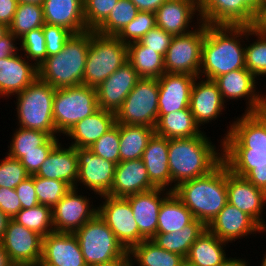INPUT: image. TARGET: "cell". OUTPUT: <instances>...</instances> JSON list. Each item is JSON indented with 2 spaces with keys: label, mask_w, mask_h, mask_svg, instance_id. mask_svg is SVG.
Wrapping results in <instances>:
<instances>
[{
  "label": "cell",
  "mask_w": 266,
  "mask_h": 266,
  "mask_svg": "<svg viewBox=\"0 0 266 266\" xmlns=\"http://www.w3.org/2000/svg\"><path fill=\"white\" fill-rule=\"evenodd\" d=\"M228 203L248 214L264 231L266 223L262 218L266 204V192L255 187L245 177L233 174L227 167Z\"/></svg>",
  "instance_id": "17"
},
{
  "label": "cell",
  "mask_w": 266,
  "mask_h": 266,
  "mask_svg": "<svg viewBox=\"0 0 266 266\" xmlns=\"http://www.w3.org/2000/svg\"><path fill=\"white\" fill-rule=\"evenodd\" d=\"M167 190L164 193L165 189L154 188L125 197L131 205L139 233L145 240H151L157 233L158 215L161 204L171 193L170 190Z\"/></svg>",
  "instance_id": "21"
},
{
  "label": "cell",
  "mask_w": 266,
  "mask_h": 266,
  "mask_svg": "<svg viewBox=\"0 0 266 266\" xmlns=\"http://www.w3.org/2000/svg\"><path fill=\"white\" fill-rule=\"evenodd\" d=\"M172 38V34L156 26L145 34L139 42L143 46L148 47V49H152L154 52H157L165 57Z\"/></svg>",
  "instance_id": "52"
},
{
  "label": "cell",
  "mask_w": 266,
  "mask_h": 266,
  "mask_svg": "<svg viewBox=\"0 0 266 266\" xmlns=\"http://www.w3.org/2000/svg\"><path fill=\"white\" fill-rule=\"evenodd\" d=\"M0 243L14 266H39L43 237L36 232L10 219Z\"/></svg>",
  "instance_id": "12"
},
{
  "label": "cell",
  "mask_w": 266,
  "mask_h": 266,
  "mask_svg": "<svg viewBox=\"0 0 266 266\" xmlns=\"http://www.w3.org/2000/svg\"><path fill=\"white\" fill-rule=\"evenodd\" d=\"M35 192L39 204L53 208L72 188L62 180L34 175Z\"/></svg>",
  "instance_id": "44"
},
{
  "label": "cell",
  "mask_w": 266,
  "mask_h": 266,
  "mask_svg": "<svg viewBox=\"0 0 266 266\" xmlns=\"http://www.w3.org/2000/svg\"><path fill=\"white\" fill-rule=\"evenodd\" d=\"M15 191L21 203V209L32 208L39 205L35 186L34 175H30L24 179L16 188Z\"/></svg>",
  "instance_id": "53"
},
{
  "label": "cell",
  "mask_w": 266,
  "mask_h": 266,
  "mask_svg": "<svg viewBox=\"0 0 266 266\" xmlns=\"http://www.w3.org/2000/svg\"><path fill=\"white\" fill-rule=\"evenodd\" d=\"M18 5L17 0H0V23L10 25Z\"/></svg>",
  "instance_id": "56"
},
{
  "label": "cell",
  "mask_w": 266,
  "mask_h": 266,
  "mask_svg": "<svg viewBox=\"0 0 266 266\" xmlns=\"http://www.w3.org/2000/svg\"><path fill=\"white\" fill-rule=\"evenodd\" d=\"M0 210L10 219L21 210V203L15 189L0 187Z\"/></svg>",
  "instance_id": "54"
},
{
  "label": "cell",
  "mask_w": 266,
  "mask_h": 266,
  "mask_svg": "<svg viewBox=\"0 0 266 266\" xmlns=\"http://www.w3.org/2000/svg\"><path fill=\"white\" fill-rule=\"evenodd\" d=\"M10 218L0 210V241L2 240Z\"/></svg>",
  "instance_id": "63"
},
{
  "label": "cell",
  "mask_w": 266,
  "mask_h": 266,
  "mask_svg": "<svg viewBox=\"0 0 266 266\" xmlns=\"http://www.w3.org/2000/svg\"><path fill=\"white\" fill-rule=\"evenodd\" d=\"M21 50L25 52L23 57L27 60H33L34 64L39 67L40 64L47 58L46 40L43 33V28H38L27 32L20 39ZM31 59V60H30Z\"/></svg>",
  "instance_id": "48"
},
{
  "label": "cell",
  "mask_w": 266,
  "mask_h": 266,
  "mask_svg": "<svg viewBox=\"0 0 266 266\" xmlns=\"http://www.w3.org/2000/svg\"><path fill=\"white\" fill-rule=\"evenodd\" d=\"M9 33V26L0 23V40L3 39Z\"/></svg>",
  "instance_id": "66"
},
{
  "label": "cell",
  "mask_w": 266,
  "mask_h": 266,
  "mask_svg": "<svg viewBox=\"0 0 266 266\" xmlns=\"http://www.w3.org/2000/svg\"><path fill=\"white\" fill-rule=\"evenodd\" d=\"M197 79L200 77H197L193 83L189 108L196 123L201 126V124L204 125L209 121L216 120L222 114L226 102H224L214 80L203 79L196 82Z\"/></svg>",
  "instance_id": "24"
},
{
  "label": "cell",
  "mask_w": 266,
  "mask_h": 266,
  "mask_svg": "<svg viewBox=\"0 0 266 266\" xmlns=\"http://www.w3.org/2000/svg\"><path fill=\"white\" fill-rule=\"evenodd\" d=\"M255 78L250 71L242 68L220 75L214 81L218 85L224 102L228 99L238 100L247 97L248 107L245 113H255L259 112L266 103V95L261 96L259 91L256 92Z\"/></svg>",
  "instance_id": "18"
},
{
  "label": "cell",
  "mask_w": 266,
  "mask_h": 266,
  "mask_svg": "<svg viewBox=\"0 0 266 266\" xmlns=\"http://www.w3.org/2000/svg\"><path fill=\"white\" fill-rule=\"evenodd\" d=\"M51 151H31V152H23V157L19 160L22 165L25 167L26 171L30 175H34L46 160L48 154Z\"/></svg>",
  "instance_id": "55"
},
{
  "label": "cell",
  "mask_w": 266,
  "mask_h": 266,
  "mask_svg": "<svg viewBox=\"0 0 266 266\" xmlns=\"http://www.w3.org/2000/svg\"><path fill=\"white\" fill-rule=\"evenodd\" d=\"M42 28L46 40L47 57L57 55L63 50L65 42L71 37L72 33L61 26L46 23Z\"/></svg>",
  "instance_id": "51"
},
{
  "label": "cell",
  "mask_w": 266,
  "mask_h": 266,
  "mask_svg": "<svg viewBox=\"0 0 266 266\" xmlns=\"http://www.w3.org/2000/svg\"><path fill=\"white\" fill-rule=\"evenodd\" d=\"M78 179L96 195H107L114 181L116 164L95 155L89 148H76Z\"/></svg>",
  "instance_id": "15"
},
{
  "label": "cell",
  "mask_w": 266,
  "mask_h": 266,
  "mask_svg": "<svg viewBox=\"0 0 266 266\" xmlns=\"http://www.w3.org/2000/svg\"><path fill=\"white\" fill-rule=\"evenodd\" d=\"M169 139L154 134L149 140L142 156L150 182L156 188L167 189L171 186V173L168 157Z\"/></svg>",
  "instance_id": "31"
},
{
  "label": "cell",
  "mask_w": 266,
  "mask_h": 266,
  "mask_svg": "<svg viewBox=\"0 0 266 266\" xmlns=\"http://www.w3.org/2000/svg\"><path fill=\"white\" fill-rule=\"evenodd\" d=\"M155 128L144 125L119 124L120 162L142 158Z\"/></svg>",
  "instance_id": "36"
},
{
  "label": "cell",
  "mask_w": 266,
  "mask_h": 266,
  "mask_svg": "<svg viewBox=\"0 0 266 266\" xmlns=\"http://www.w3.org/2000/svg\"><path fill=\"white\" fill-rule=\"evenodd\" d=\"M17 38L9 32L3 39L0 40V59L15 55L19 50L14 44Z\"/></svg>",
  "instance_id": "59"
},
{
  "label": "cell",
  "mask_w": 266,
  "mask_h": 266,
  "mask_svg": "<svg viewBox=\"0 0 266 266\" xmlns=\"http://www.w3.org/2000/svg\"><path fill=\"white\" fill-rule=\"evenodd\" d=\"M99 109L96 88L84 84L56 89L53 121L56 132L66 134L73 126Z\"/></svg>",
  "instance_id": "7"
},
{
  "label": "cell",
  "mask_w": 266,
  "mask_h": 266,
  "mask_svg": "<svg viewBox=\"0 0 266 266\" xmlns=\"http://www.w3.org/2000/svg\"><path fill=\"white\" fill-rule=\"evenodd\" d=\"M56 88L37 78L16 96L18 125L48 133L51 137L57 132L53 121V99Z\"/></svg>",
  "instance_id": "5"
},
{
  "label": "cell",
  "mask_w": 266,
  "mask_h": 266,
  "mask_svg": "<svg viewBox=\"0 0 266 266\" xmlns=\"http://www.w3.org/2000/svg\"><path fill=\"white\" fill-rule=\"evenodd\" d=\"M18 3H30V4H40L43 5L44 0H17Z\"/></svg>",
  "instance_id": "67"
},
{
  "label": "cell",
  "mask_w": 266,
  "mask_h": 266,
  "mask_svg": "<svg viewBox=\"0 0 266 266\" xmlns=\"http://www.w3.org/2000/svg\"><path fill=\"white\" fill-rule=\"evenodd\" d=\"M225 243L228 244L206 229L190 247L185 260L194 266H219L227 258Z\"/></svg>",
  "instance_id": "33"
},
{
  "label": "cell",
  "mask_w": 266,
  "mask_h": 266,
  "mask_svg": "<svg viewBox=\"0 0 266 266\" xmlns=\"http://www.w3.org/2000/svg\"><path fill=\"white\" fill-rule=\"evenodd\" d=\"M198 4L197 24L250 26L255 14L244 0H198Z\"/></svg>",
  "instance_id": "16"
},
{
  "label": "cell",
  "mask_w": 266,
  "mask_h": 266,
  "mask_svg": "<svg viewBox=\"0 0 266 266\" xmlns=\"http://www.w3.org/2000/svg\"><path fill=\"white\" fill-rule=\"evenodd\" d=\"M219 239L229 243L264 230L246 213L227 203L218 215L206 226ZM255 232V233H254Z\"/></svg>",
  "instance_id": "22"
},
{
  "label": "cell",
  "mask_w": 266,
  "mask_h": 266,
  "mask_svg": "<svg viewBox=\"0 0 266 266\" xmlns=\"http://www.w3.org/2000/svg\"><path fill=\"white\" fill-rule=\"evenodd\" d=\"M198 27L189 33L173 36L164 57L165 73L190 74L199 77L207 24L201 22Z\"/></svg>",
  "instance_id": "10"
},
{
  "label": "cell",
  "mask_w": 266,
  "mask_h": 266,
  "mask_svg": "<svg viewBox=\"0 0 266 266\" xmlns=\"http://www.w3.org/2000/svg\"><path fill=\"white\" fill-rule=\"evenodd\" d=\"M244 260V261H243ZM245 259L226 258L219 266H247Z\"/></svg>",
  "instance_id": "62"
},
{
  "label": "cell",
  "mask_w": 266,
  "mask_h": 266,
  "mask_svg": "<svg viewBox=\"0 0 266 266\" xmlns=\"http://www.w3.org/2000/svg\"><path fill=\"white\" fill-rule=\"evenodd\" d=\"M250 28L259 34L266 35V3H260Z\"/></svg>",
  "instance_id": "58"
},
{
  "label": "cell",
  "mask_w": 266,
  "mask_h": 266,
  "mask_svg": "<svg viewBox=\"0 0 266 266\" xmlns=\"http://www.w3.org/2000/svg\"><path fill=\"white\" fill-rule=\"evenodd\" d=\"M227 165L222 161L209 174L180 183L174 194L206 226L228 203Z\"/></svg>",
  "instance_id": "3"
},
{
  "label": "cell",
  "mask_w": 266,
  "mask_h": 266,
  "mask_svg": "<svg viewBox=\"0 0 266 266\" xmlns=\"http://www.w3.org/2000/svg\"><path fill=\"white\" fill-rule=\"evenodd\" d=\"M223 150V151H222ZM223 162L229 170L245 177L256 166L266 165V150L222 149Z\"/></svg>",
  "instance_id": "40"
},
{
  "label": "cell",
  "mask_w": 266,
  "mask_h": 266,
  "mask_svg": "<svg viewBox=\"0 0 266 266\" xmlns=\"http://www.w3.org/2000/svg\"><path fill=\"white\" fill-rule=\"evenodd\" d=\"M39 266H87L76 235L53 231L43 237Z\"/></svg>",
  "instance_id": "20"
},
{
  "label": "cell",
  "mask_w": 266,
  "mask_h": 266,
  "mask_svg": "<svg viewBox=\"0 0 266 266\" xmlns=\"http://www.w3.org/2000/svg\"><path fill=\"white\" fill-rule=\"evenodd\" d=\"M119 124L110 128L89 149L97 156L109 160L116 165L120 162Z\"/></svg>",
  "instance_id": "47"
},
{
  "label": "cell",
  "mask_w": 266,
  "mask_h": 266,
  "mask_svg": "<svg viewBox=\"0 0 266 266\" xmlns=\"http://www.w3.org/2000/svg\"><path fill=\"white\" fill-rule=\"evenodd\" d=\"M44 21L61 26L72 34L88 31L84 18L83 0H44Z\"/></svg>",
  "instance_id": "28"
},
{
  "label": "cell",
  "mask_w": 266,
  "mask_h": 266,
  "mask_svg": "<svg viewBox=\"0 0 266 266\" xmlns=\"http://www.w3.org/2000/svg\"><path fill=\"white\" fill-rule=\"evenodd\" d=\"M91 30L72 34L57 55L48 56L38 67V78L53 88L84 84V70L90 46Z\"/></svg>",
  "instance_id": "4"
},
{
  "label": "cell",
  "mask_w": 266,
  "mask_h": 266,
  "mask_svg": "<svg viewBox=\"0 0 266 266\" xmlns=\"http://www.w3.org/2000/svg\"><path fill=\"white\" fill-rule=\"evenodd\" d=\"M245 3L255 12L260 6L261 0H244Z\"/></svg>",
  "instance_id": "65"
},
{
  "label": "cell",
  "mask_w": 266,
  "mask_h": 266,
  "mask_svg": "<svg viewBox=\"0 0 266 266\" xmlns=\"http://www.w3.org/2000/svg\"><path fill=\"white\" fill-rule=\"evenodd\" d=\"M223 137L222 149L266 150V118L260 113H243Z\"/></svg>",
  "instance_id": "13"
},
{
  "label": "cell",
  "mask_w": 266,
  "mask_h": 266,
  "mask_svg": "<svg viewBox=\"0 0 266 266\" xmlns=\"http://www.w3.org/2000/svg\"><path fill=\"white\" fill-rule=\"evenodd\" d=\"M204 133L195 137L169 139L168 165L171 173V192L180 183L209 174L222 161L218 152Z\"/></svg>",
  "instance_id": "2"
},
{
  "label": "cell",
  "mask_w": 266,
  "mask_h": 266,
  "mask_svg": "<svg viewBox=\"0 0 266 266\" xmlns=\"http://www.w3.org/2000/svg\"><path fill=\"white\" fill-rule=\"evenodd\" d=\"M132 266H180L185 258L162 249L152 240H143L129 250ZM132 255V256H131Z\"/></svg>",
  "instance_id": "39"
},
{
  "label": "cell",
  "mask_w": 266,
  "mask_h": 266,
  "mask_svg": "<svg viewBox=\"0 0 266 266\" xmlns=\"http://www.w3.org/2000/svg\"><path fill=\"white\" fill-rule=\"evenodd\" d=\"M266 118V103L264 107L259 111Z\"/></svg>",
  "instance_id": "68"
},
{
  "label": "cell",
  "mask_w": 266,
  "mask_h": 266,
  "mask_svg": "<svg viewBox=\"0 0 266 266\" xmlns=\"http://www.w3.org/2000/svg\"><path fill=\"white\" fill-rule=\"evenodd\" d=\"M98 215L105 221L117 240L129 251L134 245L145 240L139 233L131 205L125 197L102 195Z\"/></svg>",
  "instance_id": "11"
},
{
  "label": "cell",
  "mask_w": 266,
  "mask_h": 266,
  "mask_svg": "<svg viewBox=\"0 0 266 266\" xmlns=\"http://www.w3.org/2000/svg\"><path fill=\"white\" fill-rule=\"evenodd\" d=\"M74 234L87 266L112 261L127 252L98 213Z\"/></svg>",
  "instance_id": "8"
},
{
  "label": "cell",
  "mask_w": 266,
  "mask_h": 266,
  "mask_svg": "<svg viewBox=\"0 0 266 266\" xmlns=\"http://www.w3.org/2000/svg\"><path fill=\"white\" fill-rule=\"evenodd\" d=\"M58 143L48 154L46 160L34 174L46 179H56L66 182L71 188H77L78 157L76 148L61 147Z\"/></svg>",
  "instance_id": "27"
},
{
  "label": "cell",
  "mask_w": 266,
  "mask_h": 266,
  "mask_svg": "<svg viewBox=\"0 0 266 266\" xmlns=\"http://www.w3.org/2000/svg\"><path fill=\"white\" fill-rule=\"evenodd\" d=\"M127 61L126 44L116 36L102 35L91 30L84 70V85L97 88Z\"/></svg>",
  "instance_id": "6"
},
{
  "label": "cell",
  "mask_w": 266,
  "mask_h": 266,
  "mask_svg": "<svg viewBox=\"0 0 266 266\" xmlns=\"http://www.w3.org/2000/svg\"><path fill=\"white\" fill-rule=\"evenodd\" d=\"M139 12L131 0H119L108 17L94 31L102 35L116 36Z\"/></svg>",
  "instance_id": "43"
},
{
  "label": "cell",
  "mask_w": 266,
  "mask_h": 266,
  "mask_svg": "<svg viewBox=\"0 0 266 266\" xmlns=\"http://www.w3.org/2000/svg\"><path fill=\"white\" fill-rule=\"evenodd\" d=\"M131 257L129 251H127L122 257L114 259L105 263L92 264L89 266H132Z\"/></svg>",
  "instance_id": "61"
},
{
  "label": "cell",
  "mask_w": 266,
  "mask_h": 266,
  "mask_svg": "<svg viewBox=\"0 0 266 266\" xmlns=\"http://www.w3.org/2000/svg\"><path fill=\"white\" fill-rule=\"evenodd\" d=\"M76 191L72 188L52 208L55 232L75 233L98 213V209L91 208L89 197L78 195Z\"/></svg>",
  "instance_id": "14"
},
{
  "label": "cell",
  "mask_w": 266,
  "mask_h": 266,
  "mask_svg": "<svg viewBox=\"0 0 266 266\" xmlns=\"http://www.w3.org/2000/svg\"><path fill=\"white\" fill-rule=\"evenodd\" d=\"M180 266H194V265H192L188 261L184 260L183 263Z\"/></svg>",
  "instance_id": "69"
},
{
  "label": "cell",
  "mask_w": 266,
  "mask_h": 266,
  "mask_svg": "<svg viewBox=\"0 0 266 266\" xmlns=\"http://www.w3.org/2000/svg\"><path fill=\"white\" fill-rule=\"evenodd\" d=\"M156 188L149 179L142 158L119 162L115 167L114 181L107 195L127 197Z\"/></svg>",
  "instance_id": "26"
},
{
  "label": "cell",
  "mask_w": 266,
  "mask_h": 266,
  "mask_svg": "<svg viewBox=\"0 0 266 266\" xmlns=\"http://www.w3.org/2000/svg\"><path fill=\"white\" fill-rule=\"evenodd\" d=\"M44 24L42 5L18 3L12 23L9 25V32L20 39L27 32L41 28Z\"/></svg>",
  "instance_id": "41"
},
{
  "label": "cell",
  "mask_w": 266,
  "mask_h": 266,
  "mask_svg": "<svg viewBox=\"0 0 266 266\" xmlns=\"http://www.w3.org/2000/svg\"><path fill=\"white\" fill-rule=\"evenodd\" d=\"M30 174L20 160L8 155L0 162V187L15 189Z\"/></svg>",
  "instance_id": "49"
},
{
  "label": "cell",
  "mask_w": 266,
  "mask_h": 266,
  "mask_svg": "<svg viewBox=\"0 0 266 266\" xmlns=\"http://www.w3.org/2000/svg\"><path fill=\"white\" fill-rule=\"evenodd\" d=\"M0 266H13L9 260L8 254L0 243Z\"/></svg>",
  "instance_id": "64"
},
{
  "label": "cell",
  "mask_w": 266,
  "mask_h": 266,
  "mask_svg": "<svg viewBox=\"0 0 266 266\" xmlns=\"http://www.w3.org/2000/svg\"><path fill=\"white\" fill-rule=\"evenodd\" d=\"M156 27V15L154 12L140 11L133 21L127 24L116 35L124 44L140 41L151 29Z\"/></svg>",
  "instance_id": "46"
},
{
  "label": "cell",
  "mask_w": 266,
  "mask_h": 266,
  "mask_svg": "<svg viewBox=\"0 0 266 266\" xmlns=\"http://www.w3.org/2000/svg\"><path fill=\"white\" fill-rule=\"evenodd\" d=\"M199 127L188 107L168 114H158L155 134L167 139L195 137L203 133Z\"/></svg>",
  "instance_id": "32"
},
{
  "label": "cell",
  "mask_w": 266,
  "mask_h": 266,
  "mask_svg": "<svg viewBox=\"0 0 266 266\" xmlns=\"http://www.w3.org/2000/svg\"><path fill=\"white\" fill-rule=\"evenodd\" d=\"M140 77L127 61L97 86V101L102 110L116 113Z\"/></svg>",
  "instance_id": "19"
},
{
  "label": "cell",
  "mask_w": 266,
  "mask_h": 266,
  "mask_svg": "<svg viewBox=\"0 0 266 266\" xmlns=\"http://www.w3.org/2000/svg\"><path fill=\"white\" fill-rule=\"evenodd\" d=\"M158 98V79L140 78L115 113L116 123L155 128L158 121Z\"/></svg>",
  "instance_id": "9"
},
{
  "label": "cell",
  "mask_w": 266,
  "mask_h": 266,
  "mask_svg": "<svg viewBox=\"0 0 266 266\" xmlns=\"http://www.w3.org/2000/svg\"><path fill=\"white\" fill-rule=\"evenodd\" d=\"M167 0H131V2L142 12H156Z\"/></svg>",
  "instance_id": "60"
},
{
  "label": "cell",
  "mask_w": 266,
  "mask_h": 266,
  "mask_svg": "<svg viewBox=\"0 0 266 266\" xmlns=\"http://www.w3.org/2000/svg\"><path fill=\"white\" fill-rule=\"evenodd\" d=\"M245 178L255 187L266 192V165L256 166V168L252 169Z\"/></svg>",
  "instance_id": "57"
},
{
  "label": "cell",
  "mask_w": 266,
  "mask_h": 266,
  "mask_svg": "<svg viewBox=\"0 0 266 266\" xmlns=\"http://www.w3.org/2000/svg\"><path fill=\"white\" fill-rule=\"evenodd\" d=\"M197 76L164 73L158 78V114H168L189 107L190 94Z\"/></svg>",
  "instance_id": "23"
},
{
  "label": "cell",
  "mask_w": 266,
  "mask_h": 266,
  "mask_svg": "<svg viewBox=\"0 0 266 266\" xmlns=\"http://www.w3.org/2000/svg\"><path fill=\"white\" fill-rule=\"evenodd\" d=\"M250 35V26L207 24L199 77L205 75L206 79L215 80L220 75L245 68V47L240 39L245 36L248 41Z\"/></svg>",
  "instance_id": "1"
},
{
  "label": "cell",
  "mask_w": 266,
  "mask_h": 266,
  "mask_svg": "<svg viewBox=\"0 0 266 266\" xmlns=\"http://www.w3.org/2000/svg\"><path fill=\"white\" fill-rule=\"evenodd\" d=\"M206 229L207 227L203 222L194 219L180 231L156 233L151 240L162 249L179 254L185 258L190 247Z\"/></svg>",
  "instance_id": "35"
},
{
  "label": "cell",
  "mask_w": 266,
  "mask_h": 266,
  "mask_svg": "<svg viewBox=\"0 0 266 266\" xmlns=\"http://www.w3.org/2000/svg\"><path fill=\"white\" fill-rule=\"evenodd\" d=\"M196 12H199L198 0H167L155 12L156 26L173 36L189 33Z\"/></svg>",
  "instance_id": "29"
},
{
  "label": "cell",
  "mask_w": 266,
  "mask_h": 266,
  "mask_svg": "<svg viewBox=\"0 0 266 266\" xmlns=\"http://www.w3.org/2000/svg\"><path fill=\"white\" fill-rule=\"evenodd\" d=\"M13 135L7 155L17 160L23 157V152L51 151L59 143L57 136L22 127L16 129Z\"/></svg>",
  "instance_id": "34"
},
{
  "label": "cell",
  "mask_w": 266,
  "mask_h": 266,
  "mask_svg": "<svg viewBox=\"0 0 266 266\" xmlns=\"http://www.w3.org/2000/svg\"><path fill=\"white\" fill-rule=\"evenodd\" d=\"M119 0H83L84 18L89 30H95L110 14Z\"/></svg>",
  "instance_id": "50"
},
{
  "label": "cell",
  "mask_w": 266,
  "mask_h": 266,
  "mask_svg": "<svg viewBox=\"0 0 266 266\" xmlns=\"http://www.w3.org/2000/svg\"><path fill=\"white\" fill-rule=\"evenodd\" d=\"M127 58L140 78L158 79L165 73L164 57L139 41L127 45Z\"/></svg>",
  "instance_id": "38"
},
{
  "label": "cell",
  "mask_w": 266,
  "mask_h": 266,
  "mask_svg": "<svg viewBox=\"0 0 266 266\" xmlns=\"http://www.w3.org/2000/svg\"><path fill=\"white\" fill-rule=\"evenodd\" d=\"M23 55L0 59V96L8 97L22 92L38 78V67Z\"/></svg>",
  "instance_id": "25"
},
{
  "label": "cell",
  "mask_w": 266,
  "mask_h": 266,
  "mask_svg": "<svg viewBox=\"0 0 266 266\" xmlns=\"http://www.w3.org/2000/svg\"><path fill=\"white\" fill-rule=\"evenodd\" d=\"M12 219L42 237L54 231L52 208L42 204L21 209Z\"/></svg>",
  "instance_id": "42"
},
{
  "label": "cell",
  "mask_w": 266,
  "mask_h": 266,
  "mask_svg": "<svg viewBox=\"0 0 266 266\" xmlns=\"http://www.w3.org/2000/svg\"><path fill=\"white\" fill-rule=\"evenodd\" d=\"M194 219L195 217L192 212L174 192H171L161 204L158 215L157 233L180 231Z\"/></svg>",
  "instance_id": "37"
},
{
  "label": "cell",
  "mask_w": 266,
  "mask_h": 266,
  "mask_svg": "<svg viewBox=\"0 0 266 266\" xmlns=\"http://www.w3.org/2000/svg\"><path fill=\"white\" fill-rule=\"evenodd\" d=\"M261 266H266V254L264 255Z\"/></svg>",
  "instance_id": "70"
},
{
  "label": "cell",
  "mask_w": 266,
  "mask_h": 266,
  "mask_svg": "<svg viewBox=\"0 0 266 266\" xmlns=\"http://www.w3.org/2000/svg\"><path fill=\"white\" fill-rule=\"evenodd\" d=\"M256 36L253 43L245 44V68L257 79V76L266 75V35L259 34L251 29V36Z\"/></svg>",
  "instance_id": "45"
},
{
  "label": "cell",
  "mask_w": 266,
  "mask_h": 266,
  "mask_svg": "<svg viewBox=\"0 0 266 266\" xmlns=\"http://www.w3.org/2000/svg\"><path fill=\"white\" fill-rule=\"evenodd\" d=\"M116 123L115 113L99 108L95 113L77 122L65 135L75 148H90Z\"/></svg>",
  "instance_id": "30"
}]
</instances>
